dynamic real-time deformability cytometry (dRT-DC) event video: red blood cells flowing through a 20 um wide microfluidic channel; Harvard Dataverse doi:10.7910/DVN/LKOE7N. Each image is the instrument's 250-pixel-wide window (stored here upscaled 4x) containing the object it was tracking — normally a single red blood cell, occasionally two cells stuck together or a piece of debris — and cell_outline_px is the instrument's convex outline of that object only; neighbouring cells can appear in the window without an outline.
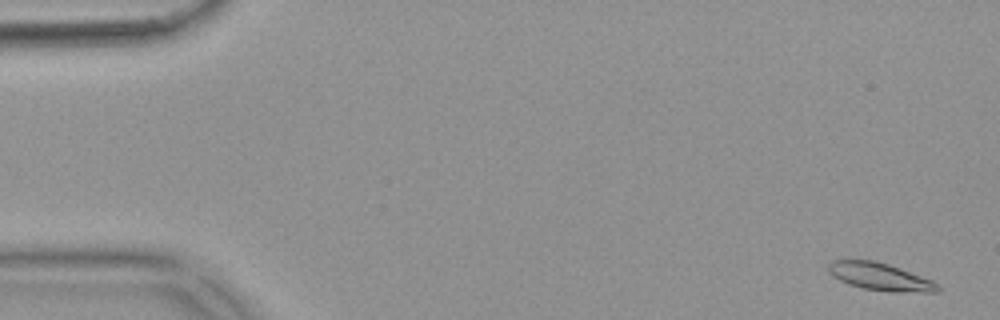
{"species": "common noctule bat (a hibernating species)", "species_latin": "Nyctalus noctula", "temperature_condition": "warm", "stored_images_in_passage": 55, "camera_frame_rate_fps": 3000, "um_per_image_px": 0.085, "animal": {"sex": "female", "body_mass_g": 18.4}, "frame": {"image": 1, "passage_image": 2, "time_ms": 0.333, "image_size_px": [1000, 320], "cell_outline_px": [[940, 292], [892, 292], [864, 288], [848, 284], [832, 276], [828, 272], [828, 264], [832, 260], [872, 260], [888, 264], [932, 280], [940, 284]], "centroid_in_image_um": [74.82, 23.52], "position_along_channel_um": 10.2, "area_um2": 17.51}}
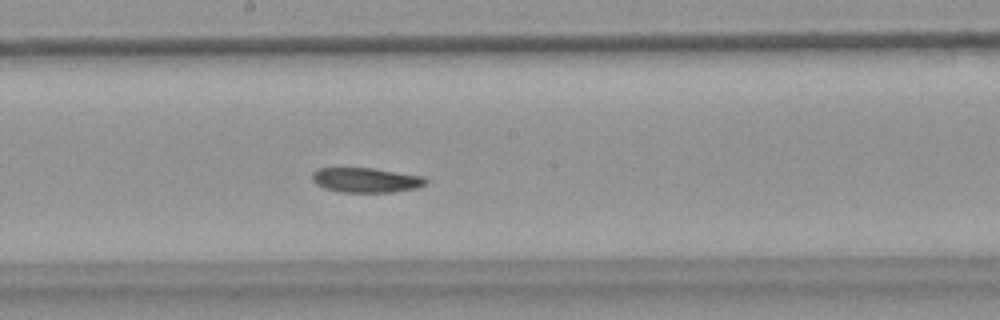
{"frame": {"image": 2, "passage_image": 30, "time_ms": 9.667, "image_size_px": [1000, 320], "cell_outline_px": [[428, 180], [424, 184], [416, 188], [392, 192], [340, 192], [324, 188], [316, 184], [312, 180], [312, 172], [316, 168], [372, 168], [424, 176]], "centroid_in_image_um": [31.08, 15.3], "position_along_channel_um": 217.1, "area_um2": 16.42}}
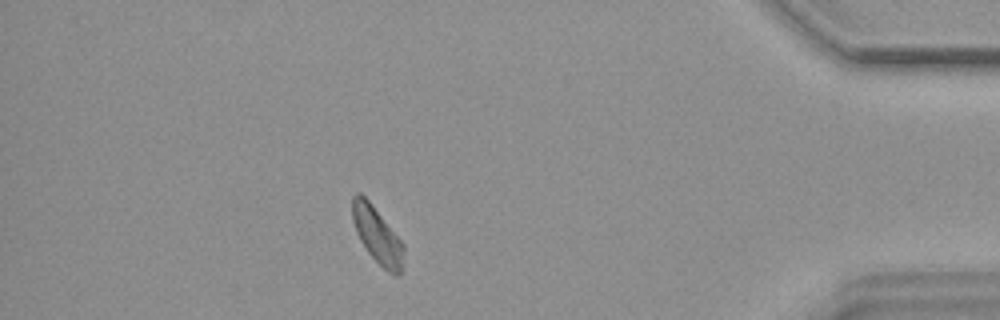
{"frame": {"image": 3, "passage_image": 49, "time_ms": 16.0, "image_size_px": [1000, 320], "cell_outline_px": [[404, 248], [400, 276], [396, 276], [388, 272], [368, 252], [360, 240], [356, 232], [352, 220], [352, 196], [356, 192], [360, 192], [372, 204], [404, 244]], "centroid_in_image_um": [32.05, 19.97], "position_along_channel_um": 403.2, "area_um2": 16.7}, "authors_computed_cell_mechanics": {"area_um2": 17.1666, "velocity_mm_per_s": 3.6375, "shape_relaxation_time_tau1_ms": 6.7793, "shape_relaxation_time_tau2_ms": null, "deformation_change_tau1": 0.1326, "deformation_change_tau2": null}}